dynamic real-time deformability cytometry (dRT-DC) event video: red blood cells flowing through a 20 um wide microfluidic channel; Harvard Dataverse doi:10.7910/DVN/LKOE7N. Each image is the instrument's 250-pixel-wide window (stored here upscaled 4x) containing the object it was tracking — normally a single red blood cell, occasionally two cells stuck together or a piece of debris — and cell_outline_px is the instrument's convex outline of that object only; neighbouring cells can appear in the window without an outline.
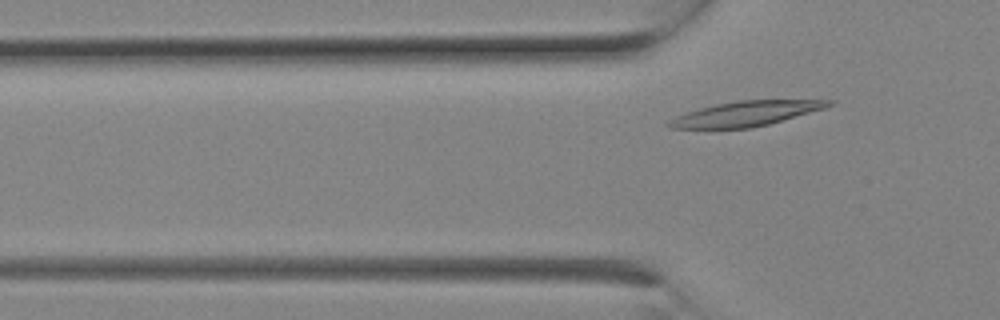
{"species": "Egyptian fruit bat (a non-hibernating species)", "species_latin": "Rousettus aegyptiacus", "temperature_condition": "room temperature", "stored_images_in_passage": 2, "camera_frame_rate_fps": 3000, "um_per_image_px": 0.085, "animal": {"sex": "female"}, "frame": {"image": 1, "passage_image": 2, "time_ms": 0.333, "image_size_px": [1000, 320], "cell_outline_px": [[836, 100], [832, 104], [824, 108], [768, 124], [752, 128], [672, 128], [664, 124], [668, 120], [676, 116], [700, 108], [716, 104], [736, 100]], "centroid_in_image_um": [63.36, 9.66], "position_along_channel_um": 62.4, "area_um2": 22.83}}